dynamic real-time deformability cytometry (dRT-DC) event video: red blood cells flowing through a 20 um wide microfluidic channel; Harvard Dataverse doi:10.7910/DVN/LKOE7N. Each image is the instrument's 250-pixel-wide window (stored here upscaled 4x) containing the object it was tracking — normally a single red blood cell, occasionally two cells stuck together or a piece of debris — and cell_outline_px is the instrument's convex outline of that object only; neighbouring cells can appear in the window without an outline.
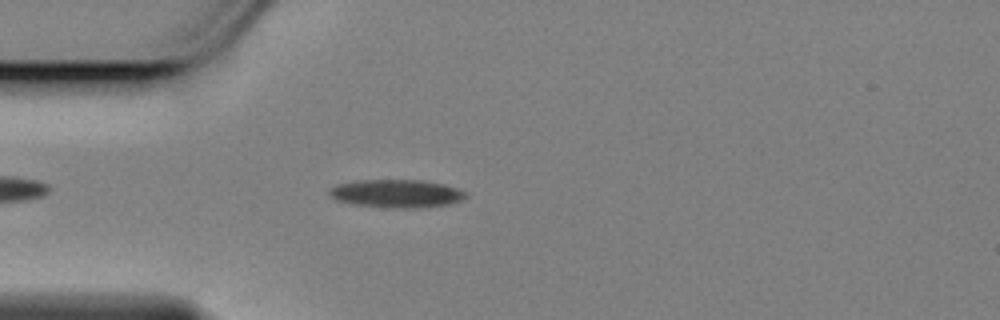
{"species": "Egyptian fruit bat (a non-hibernating species)", "species_latin": "Rousettus aegyptiacus", "temperature_condition": "cold", "stored_images_in_passage": 28, "camera_frame_rate_fps": 3000, "um_per_image_px": 0.085, "animal": {"sex": "female"}, "frame": {"image": 1, "passage_image": 6, "time_ms": 1.667, "image_size_px": [1000, 320], "cell_outline_px": [[460, 196], [448, 200], [428, 204], [388, 204], [352, 200], [336, 196], [336, 188], [352, 184], [432, 184], [448, 188], [456, 192]], "centroid_in_image_um": [33.72, 16.45], "position_along_channel_um": 51.3, "area_um2": 14.8}}
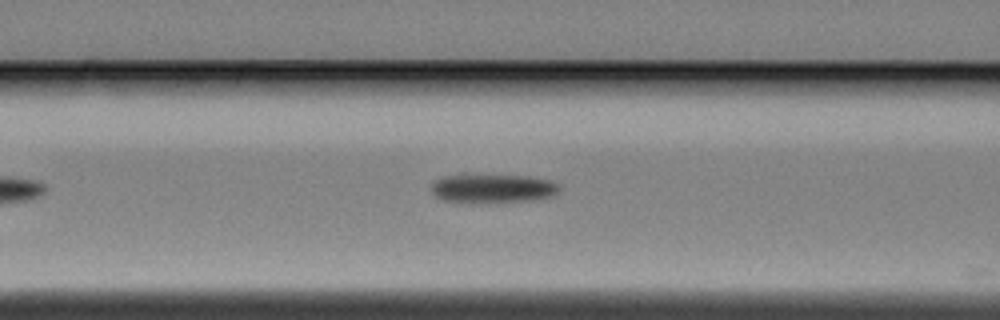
{"frame": {"image": 2, "passage_image": 13, "time_ms": 4.0, "image_size_px": [1000, 320], "cell_outline_px": [[552, 188], [548, 192], [528, 196], [448, 196], [440, 192], [436, 188], [440, 184], [448, 180], [532, 180], [548, 184]], "centroid_in_image_um": [41.9, 15.98], "position_along_channel_um": 124.7, "area_um2": 11.96}}
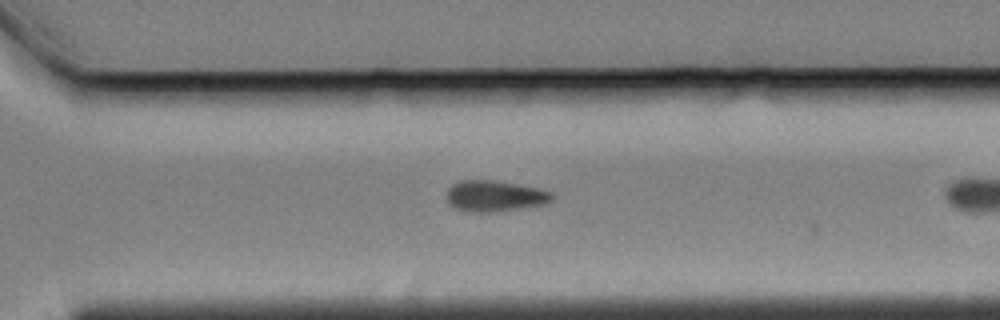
{"frame": {"image": 3, "passage_image": 27, "time_ms": 8.667, "image_size_px": [1000, 320], "cell_outline_px": [[548, 196], [544, 200], [520, 204], [488, 208], [476, 208], [456, 204], [452, 200], [452, 188], [460, 184], [500, 184], [528, 188], [544, 192]], "centroid_in_image_um": [42.01, 16.61], "position_along_channel_um": 328.6, "area_um2": 12.89}}